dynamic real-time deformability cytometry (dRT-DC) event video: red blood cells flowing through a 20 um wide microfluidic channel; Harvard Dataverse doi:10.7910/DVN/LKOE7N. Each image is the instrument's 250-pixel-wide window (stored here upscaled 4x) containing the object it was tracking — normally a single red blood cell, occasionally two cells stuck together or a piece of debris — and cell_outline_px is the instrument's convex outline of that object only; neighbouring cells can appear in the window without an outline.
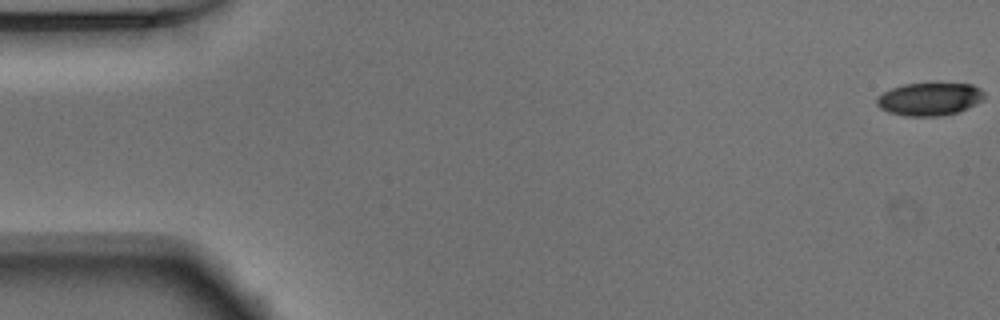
{"species": "Egyptian fruit bat (a non-hibernating species)", "species_latin": "Rousettus aegyptiacus", "temperature_condition": "warm", "stored_images_in_passage": 52, "camera_frame_rate_fps": 3000, "um_per_image_px": 0.085, "animal": {"sex": "male"}, "frame": {"image": 1, "passage_image": 1, "time_ms": 0.0, "image_size_px": [1000, 320], "cell_outline_px": [[984, 100], [968, 108], [956, 112], [940, 116], [904, 116], [888, 112], [880, 108], [876, 104], [876, 100], [884, 92], [892, 88], [904, 84], [936, 80], [972, 84], [980, 88], [984, 92]], "centroid_in_image_um": [79.05, 8.37], "position_along_channel_um": 5.9, "area_um2": 21.44}}
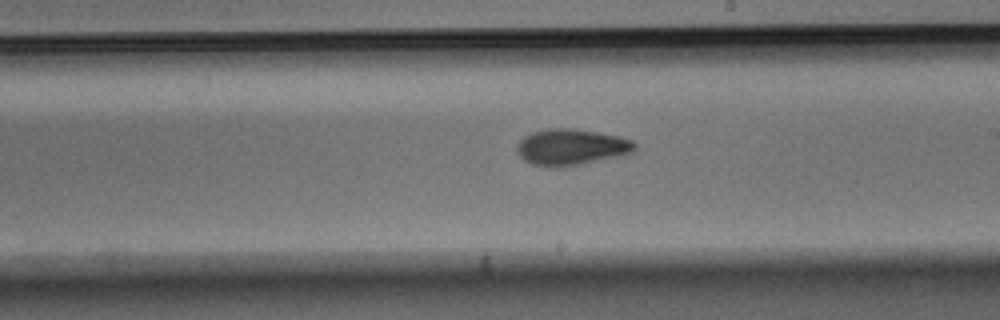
{"frame": {"image": 2, "passage_image": 30, "time_ms": 9.667, "image_size_px": [1000, 320], "cell_outline_px": [[636, 148], [632, 152], [616, 156], [580, 164], [556, 168], [548, 168], [532, 164], [524, 160], [516, 152], [516, 148], [520, 140], [524, 136], [532, 132], [548, 128], [572, 128], [620, 136], [632, 140], [636, 144]], "centroid_in_image_um": [48.51, 12.5], "position_along_channel_um": 240.5, "area_um2": 24.85}}
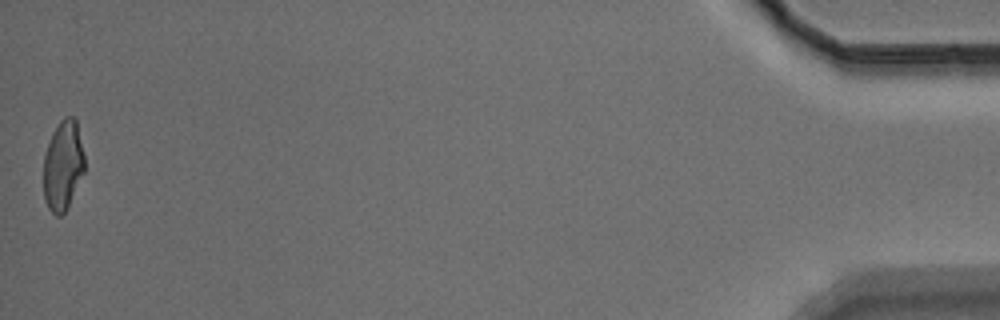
{"frame": {"image": 3, "passage_image": 52, "time_ms": 17.0, "image_size_px": [1000, 320], "cell_outline_px": [[84, 172], [68, 208], [60, 216], [56, 216], [48, 208], [44, 200], [44, 156], [52, 132], [60, 120], [64, 116], [72, 116], [76, 120], [84, 156]], "centroid_in_image_um": [5.35, 14.08], "position_along_channel_um": 429.9, "area_um2": 21.5}, "authors_computed_cell_mechanics": {"area_um2": 22.9177, "velocity_mm_per_s": 3.9078, "shape_relaxation_time_tau1_ms": 4.3306, "shape_relaxation_time_tau2_ms": 2.8367, "deformation_change_tau1": 0.1488, "deformation_change_tau2": 0.0936}}